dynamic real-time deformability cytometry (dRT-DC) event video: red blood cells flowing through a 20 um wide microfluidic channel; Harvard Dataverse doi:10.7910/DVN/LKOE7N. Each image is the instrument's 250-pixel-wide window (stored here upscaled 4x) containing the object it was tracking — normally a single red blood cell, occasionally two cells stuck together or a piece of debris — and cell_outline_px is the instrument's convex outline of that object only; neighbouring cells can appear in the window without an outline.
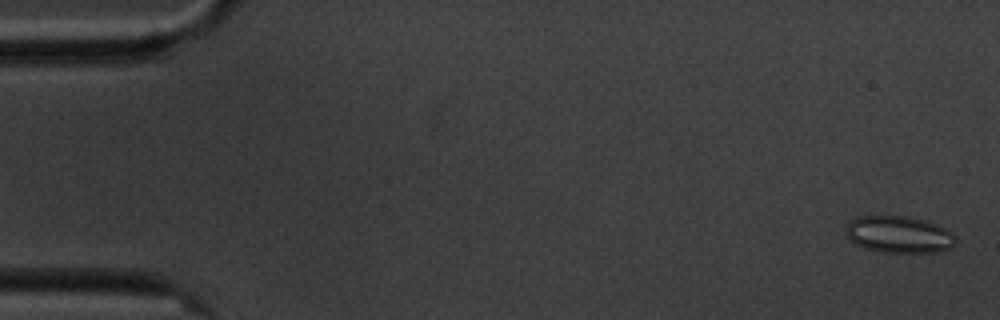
{"species": "common noctule bat (a hibernating species)", "species_latin": "Nyctalus noctula", "temperature_condition": "cold", "stored_images_in_passage": 59, "camera_frame_rate_fps": 3000, "um_per_image_px": 0.085, "animal": {"sex": "male", "body_mass_g": 20.1, "forearm_length_mm": 53.5}, "frame": {"image": 1, "passage_image": 2, "time_ms": 0.333, "image_size_px": [1000, 320], "cell_outline_px": [[956, 244], [952, 248], [936, 252], [880, 252], [864, 248], [848, 240], [844, 232], [848, 224], [856, 216], [904, 216], [924, 220], [956, 236]], "centroid_in_image_um": [76.35, 19.95], "position_along_channel_um": 8.7, "area_um2": 23.47}}
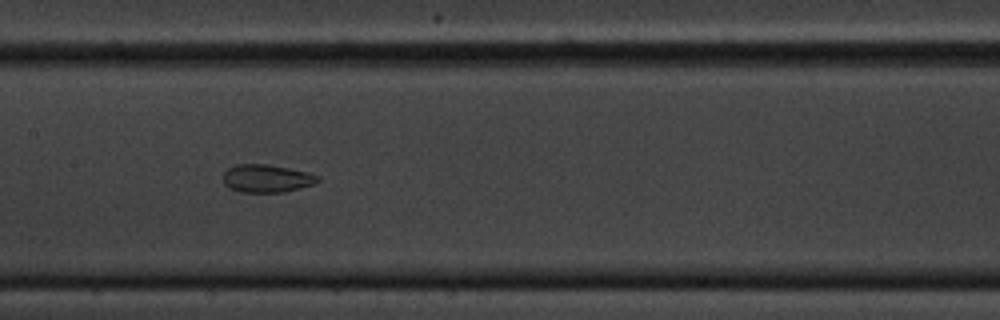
{"frame": {"image": 2, "passage_image": 29, "time_ms": 9.333, "image_size_px": [1000, 320], "cell_outline_px": [[320, 180], [312, 184], [300, 188], [284, 192], [240, 192], [228, 188], [224, 184], [224, 172], [228, 168], [236, 164], [268, 164], [288, 168], [320, 176]], "centroid_in_image_um": [22.63, 15.17], "position_along_channel_um": 184.8, "area_um2": 15.32}}
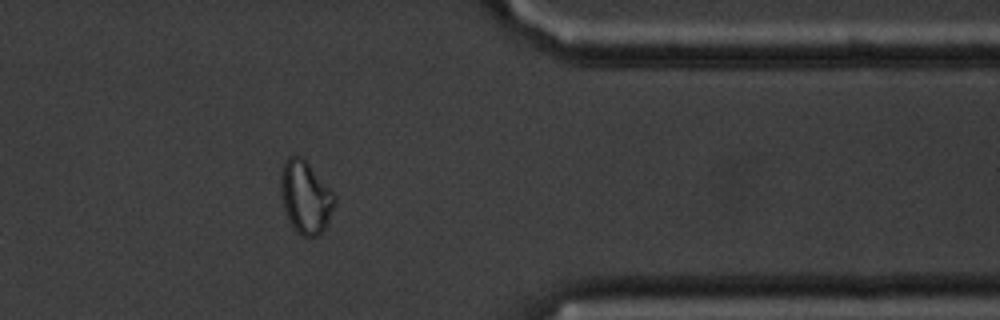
{"frame": {"image": 3, "passage_image": 48, "time_ms": 15.667, "image_size_px": [1000, 320], "cell_outline_px": [[336, 200], [328, 220], [324, 228], [316, 236], [308, 240], [288, 220], [284, 208], [280, 192], [280, 176], [284, 160], [288, 156], [300, 156], [308, 164], [336, 196]], "centroid_in_image_um": [25.94, 16.75], "position_along_channel_um": 385.5, "area_um2": 22.37}, "authors_computed_cell_mechanics": {"area_um2": 21.2704, "velocity_mm_per_s": 3.4043, "shape_relaxation_time_tau1_ms": null, "shape_relaxation_time_tau2_ms": 1.5795, "deformation_change_tau1": null, "deformation_change_tau2": 0.0684}}